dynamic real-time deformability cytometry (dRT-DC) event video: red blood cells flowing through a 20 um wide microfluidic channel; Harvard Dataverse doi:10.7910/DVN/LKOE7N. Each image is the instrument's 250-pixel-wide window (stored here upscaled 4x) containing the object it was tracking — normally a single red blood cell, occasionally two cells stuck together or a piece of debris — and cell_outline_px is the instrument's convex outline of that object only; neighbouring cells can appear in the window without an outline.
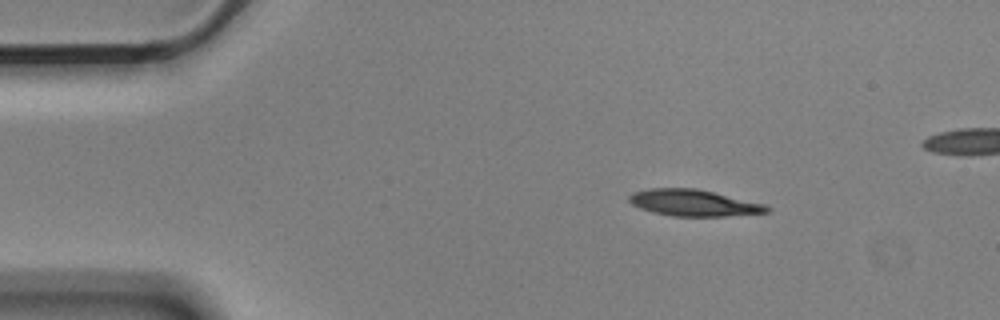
{"species": "Egyptian fruit bat (a non-hibernating species)", "species_latin": "Rousettus aegyptiacus", "temperature_condition": "cold", "stored_images_in_passage": 5, "camera_frame_rate_fps": 3000, "um_per_image_px": 0.085, "animal": {"sex": "male"}, "frame": {"image": 1, "passage_image": 2, "time_ms": 0.333, "image_size_px": [1000, 320], "cell_outline_px": [[772, 208], [768, 212], [728, 216], [672, 216], [652, 212], [640, 208], [632, 204], [628, 200], [628, 196], [632, 192], [648, 188], [696, 188], [764, 204]], "centroid_in_image_um": [58.92, 17.24], "position_along_channel_um": 26.1, "area_um2": 21.21}}